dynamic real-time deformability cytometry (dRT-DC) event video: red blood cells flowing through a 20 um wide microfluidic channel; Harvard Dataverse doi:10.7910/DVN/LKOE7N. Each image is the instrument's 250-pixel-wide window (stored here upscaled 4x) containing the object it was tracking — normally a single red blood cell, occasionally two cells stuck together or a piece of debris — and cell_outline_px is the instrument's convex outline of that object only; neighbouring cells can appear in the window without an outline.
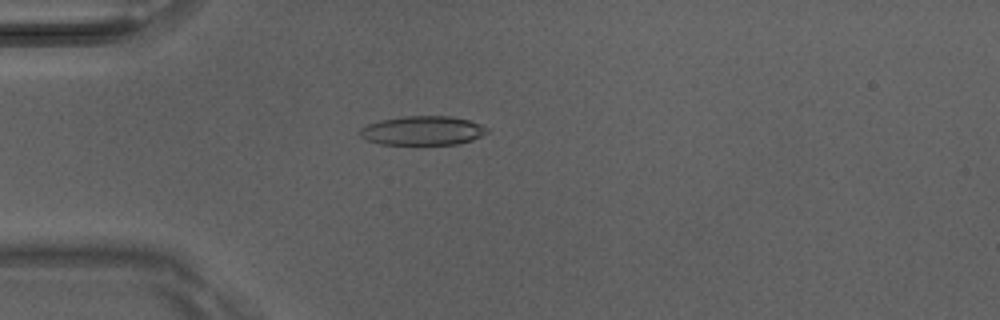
{"species": "Egyptian fruit bat (a non-hibernating species)", "species_latin": "Rousettus aegyptiacus", "temperature_condition": "room temperature", "stored_images_in_passage": 5, "camera_frame_rate_fps": 3000, "um_per_image_px": 0.085, "animal": {"sex": "male"}, "frame": {"image": 1, "passage_image": 4, "time_ms": 1.0, "image_size_px": [1000, 320], "cell_outline_px": [[488, 132], [472, 140], [460, 144], [380, 144], [368, 140], [360, 136], [360, 128], [368, 124], [380, 120], [404, 116], [448, 116], [468, 120], [480, 124], [488, 128]], "centroid_in_image_um": [35.93, 11.1], "position_along_channel_um": 49.1, "area_um2": 21.44}}